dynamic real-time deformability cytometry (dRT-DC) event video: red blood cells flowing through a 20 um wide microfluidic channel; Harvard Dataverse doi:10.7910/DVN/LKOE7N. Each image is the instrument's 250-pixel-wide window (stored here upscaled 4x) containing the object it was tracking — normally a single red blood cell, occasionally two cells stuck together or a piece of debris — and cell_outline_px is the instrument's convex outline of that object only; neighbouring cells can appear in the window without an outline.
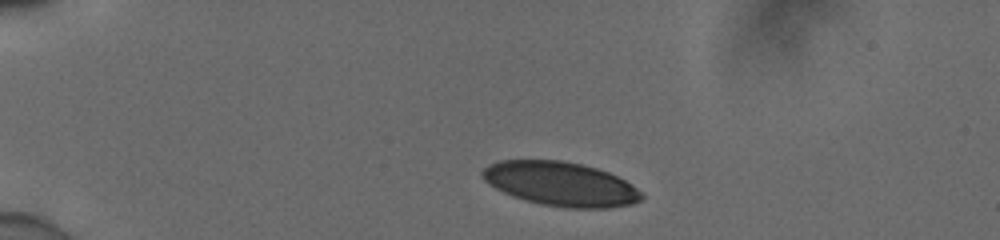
{"species": "human", "species_latin": "Homo sapiens", "temperature_condition": "cold", "stored_images_in_passage": 42, "camera_frame_rate_fps": 3000, "um_per_image_px": 0.085, "donor": {"sex": "male"}, "frame": {"image": 1, "passage_image": 1, "time_ms": 0.0, "image_size_px": [1000, 240], "cell_outline_px": [[644, 196], [640, 200], [632, 204], [612, 208], [564, 208], [540, 204], [524, 200], [512, 196], [488, 184], [480, 176], [480, 172], [488, 164], [500, 160], [560, 160], [580, 164], [596, 168], [608, 172], [632, 184]], "centroid_in_image_um": [47.62, 15.64], "position_along_channel_um": 37.4, "area_um2": 41.1}}
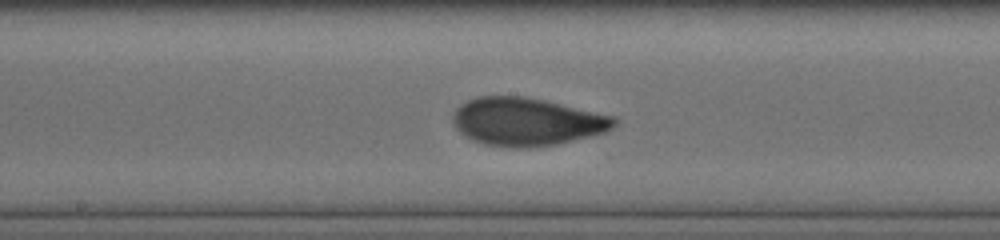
{"frame": {"image": 2, "passage_image": 19, "time_ms": 6.0, "image_size_px": [1000, 240], "cell_outline_px": [[616, 124], [612, 128], [604, 132], [556, 144], [528, 148], [516, 148], [484, 144], [472, 140], [464, 136], [456, 128], [452, 120], [452, 116], [456, 108], [460, 104], [476, 96], [524, 96], [544, 100], [616, 116]], "centroid_in_image_um": [44.74, 10.34], "position_along_channel_um": 203.5, "area_um2": 45.14}}
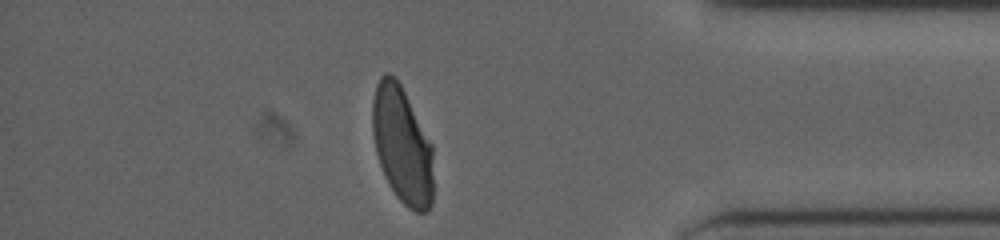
{"frame": {"image": 3, "passage_image": 36, "time_ms": 11.667, "image_size_px": [1000, 240], "cell_outline_px": [[432, 204], [424, 212], [416, 212], [408, 208], [396, 196], [388, 184], [384, 176], [376, 152], [372, 132], [372, 100], [376, 84], [380, 76], [384, 72], [388, 72], [396, 76], [432, 144]], "centroid_in_image_um": [34.16, 12.3], "position_along_channel_um": 401.0, "area_um2": 41.62}, "authors_computed_cell_mechanics": {"area_um2": 43.5523, "velocity_mm_per_s": 3.9013, "shape_relaxation_time_tau1_ms": 4.7978, "shape_relaxation_time_tau2_ms": 0.7236, "deformation_change_tau1": 0.1805, "deformation_change_tau2": 0.0581}}